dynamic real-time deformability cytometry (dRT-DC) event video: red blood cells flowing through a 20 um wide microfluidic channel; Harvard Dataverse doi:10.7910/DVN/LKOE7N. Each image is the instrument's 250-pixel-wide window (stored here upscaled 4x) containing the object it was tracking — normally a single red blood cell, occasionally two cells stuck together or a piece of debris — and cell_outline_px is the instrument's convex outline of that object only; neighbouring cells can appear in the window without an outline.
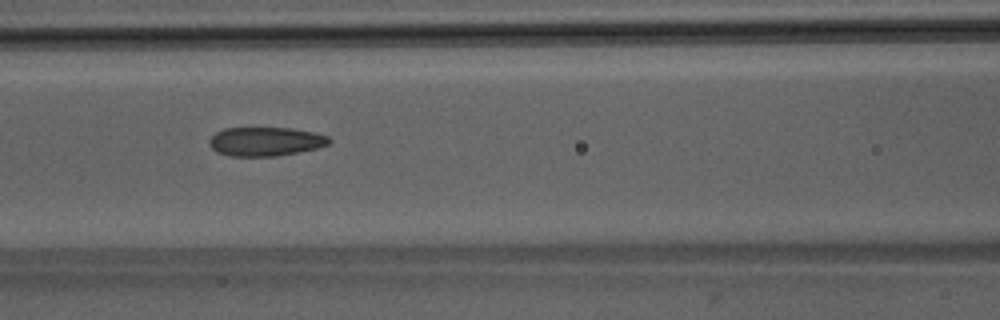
{"species": "Egyptian fruit bat (a non-hibernating species)", "species_latin": "Rousettus aegyptiacus", "temperature_condition": "room temperature", "stored_images_in_passage": 50, "camera_frame_rate_fps": 3000, "um_per_image_px": 0.085, "animal": {"sex": "male"}, "frame": {"image": 1, "passage_image": 22, "time_ms": 7.0, "image_size_px": [1000, 320], "cell_outline_px": [[332, 140], [328, 144], [316, 148], [276, 156], [232, 156], [216, 152], [208, 144], [208, 140], [216, 132], [224, 128], [292, 128], [312, 132], [328, 136]], "centroid_in_image_um": [22.53, 12.02], "position_along_channel_um": 144.1, "area_um2": 20.11}}
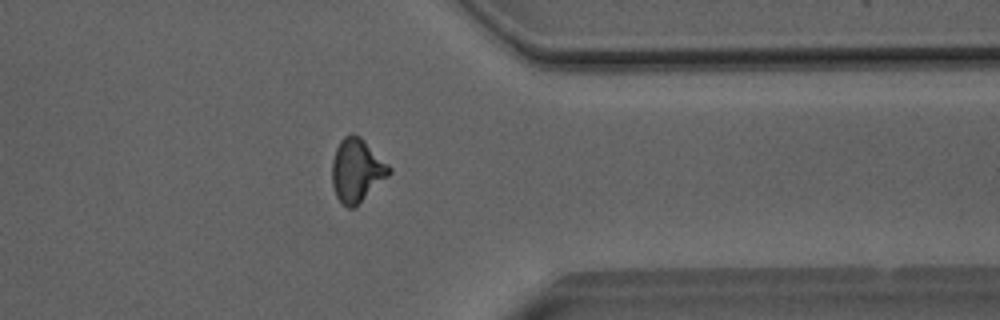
{"frame": {"image": 2, "passage_image": 40, "time_ms": 13.0, "image_size_px": [1000, 320], "cell_outline_px": [[392, 172], [388, 176], [352, 208], [348, 208], [336, 196], [332, 184], [332, 160], [336, 148], [340, 140], [344, 136], [352, 132], [360, 136], [392, 168]], "centroid_in_image_um": [30.31, 14.43], "position_along_channel_um": 381.1, "area_um2": 20.75}}
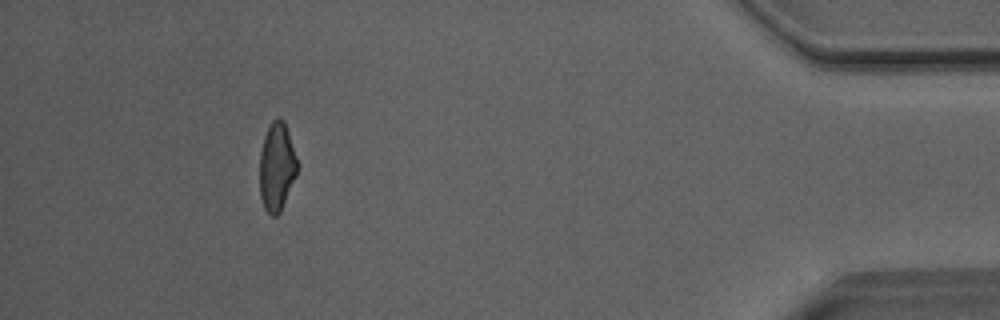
{"frame": {"image": 3, "passage_image": 46, "time_ms": 15.0, "image_size_px": [1000, 320], "cell_outline_px": [[296, 176], [280, 212], [276, 216], [272, 216], [264, 208], [260, 196], [260, 152], [264, 136], [272, 120], [284, 120], [296, 156]], "centroid_in_image_um": [23.51, 14.2], "position_along_channel_um": 411.7, "area_um2": 19.02}, "authors_computed_cell_mechanics": {"area_um2": 20.6635, "velocity_mm_per_s": 4.0897, "shape_relaxation_time_tau1_ms": null, "shape_relaxation_time_tau2_ms": 1.7341, "deformation_change_tau1": null, "deformation_change_tau2": 0.0935}}